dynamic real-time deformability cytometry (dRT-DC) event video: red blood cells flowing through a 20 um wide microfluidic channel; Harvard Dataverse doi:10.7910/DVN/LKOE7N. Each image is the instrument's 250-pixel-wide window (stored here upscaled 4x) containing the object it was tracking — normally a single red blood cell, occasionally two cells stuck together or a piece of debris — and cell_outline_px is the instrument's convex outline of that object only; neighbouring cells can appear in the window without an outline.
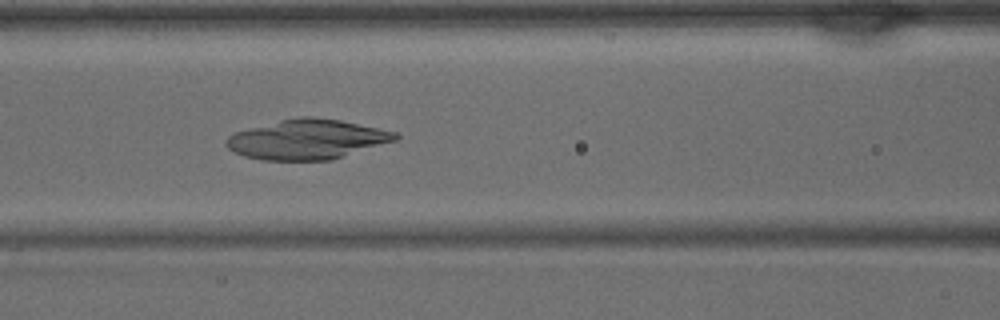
{"species": "common noctule bat (a hibernating species)", "species_latin": "Nyctalus noctula", "temperature_condition": "warm", "stored_images_in_passage": 35, "camera_frame_rate_fps": 3000, "um_per_image_px": 0.085, "animal": {"sex": "male", "body_mass_g": 15.6}, "frame": {"image": 1, "passage_image": 18, "time_ms": 5.667, "image_size_px": [1000, 320], "cell_outline_px": [[400, 136], [396, 140], [332, 160], [264, 160], [244, 156], [228, 148], [224, 144], [224, 140], [228, 136], [236, 132], [280, 120], [300, 116], [312, 116], [340, 120], [396, 132]], "centroid_in_image_um": [26.1, 11.85], "position_along_channel_um": 140.5, "area_um2": 38.96}}
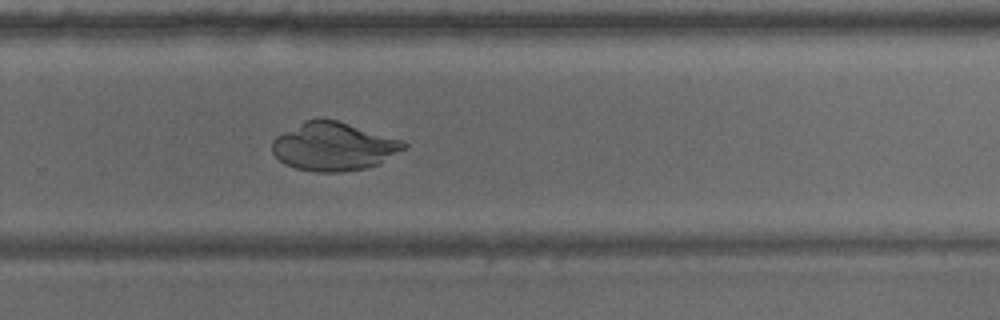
{"frame": {"image": 2, "passage_image": 28, "time_ms": 9.0, "image_size_px": [1000, 320], "cell_outline_px": [[408, 148], [380, 164], [364, 168], [340, 172], [316, 172], [296, 168], [284, 164], [272, 152], [272, 140], [276, 136], [304, 120], [336, 120], [400, 140], [408, 144]], "centroid_in_image_um": [28.36, 12.48], "position_along_channel_um": 301.4, "area_um2": 36.76}}
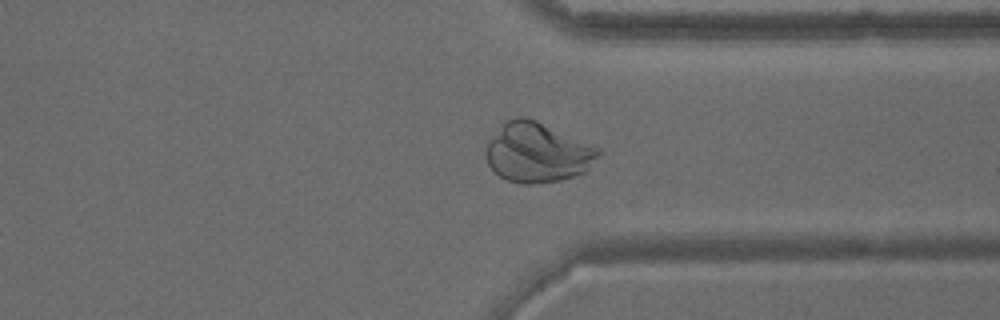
{"frame": {"image": 3, "passage_image": 32, "time_ms": 10.333, "image_size_px": [1000, 320], "cell_outline_px": [[600, 152], [588, 168], [584, 172], [560, 180], [532, 184], [520, 184], [504, 180], [488, 164], [484, 152], [488, 140], [500, 124], [516, 116], [524, 116], [536, 120], [592, 144], [600, 148]], "centroid_in_image_um": [45.62, 12.95], "position_along_channel_um": 365.8, "area_um2": 39.25}}